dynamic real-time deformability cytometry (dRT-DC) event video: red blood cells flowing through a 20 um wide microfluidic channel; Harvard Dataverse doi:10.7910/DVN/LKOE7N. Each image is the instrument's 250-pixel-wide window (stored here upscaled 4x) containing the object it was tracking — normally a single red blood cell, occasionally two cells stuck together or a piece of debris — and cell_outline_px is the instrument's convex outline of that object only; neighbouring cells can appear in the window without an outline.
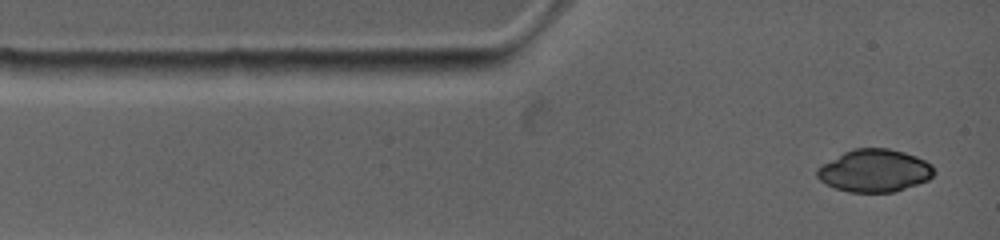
{"species": "common noctule bat (a hibernating species)", "species_latin": "Nyctalus noctula", "temperature_condition": "warm", "stored_images_in_passage": 6, "camera_frame_rate_fps": 4500, "um_per_image_px": 0.085, "animal": {"sex": "female", "body_mass_g": 19.0, "forearm_length_mm": 53.3}, "frame": {"image": 1, "passage_image": 1, "time_ms": 0.0, "image_size_px": [1000, 240], "cell_outline_px": [[936, 172], [928, 180], [892, 192], [848, 192], [836, 188], [820, 180], [816, 176], [816, 168], [820, 164], [844, 152], [856, 148], [888, 148], [904, 152], [916, 156], [932, 164]], "centroid_in_image_um": [74.32, 14.49], "position_along_channel_um": 10.7, "area_um2": 29.02}}